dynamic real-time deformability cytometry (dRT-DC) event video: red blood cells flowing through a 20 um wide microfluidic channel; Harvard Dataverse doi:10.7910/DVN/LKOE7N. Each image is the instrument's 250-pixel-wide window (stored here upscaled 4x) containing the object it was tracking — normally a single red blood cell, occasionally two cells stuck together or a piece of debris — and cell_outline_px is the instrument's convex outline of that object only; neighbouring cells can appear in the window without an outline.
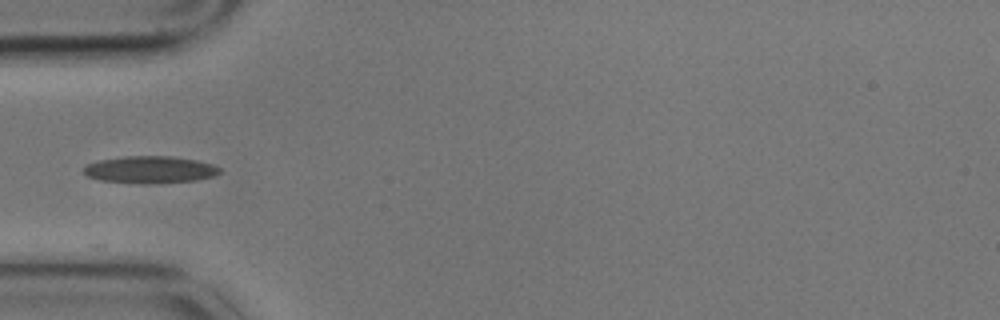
{"species": "common noctule bat (a hibernating species)", "species_latin": "Nyctalus noctula", "temperature_condition": "cold", "stored_images_in_passage": 7, "camera_frame_rate_fps": 3000, "um_per_image_px": 0.085, "animal": {"sex": "male", "body_mass_g": 17.9}, "frame": {"image": 1, "passage_image": 2, "time_ms": 0.333, "image_size_px": [1000, 320], "cell_outline_px": [[220, 172], [216, 176], [196, 180], [100, 180], [88, 176], [84, 172], [84, 168], [88, 164], [100, 160], [124, 156], [168, 156], [196, 160], [212, 164], [220, 168]], "centroid_in_image_um": [12.8, 14.35], "position_along_channel_um": 72.2, "area_um2": 19.94}}
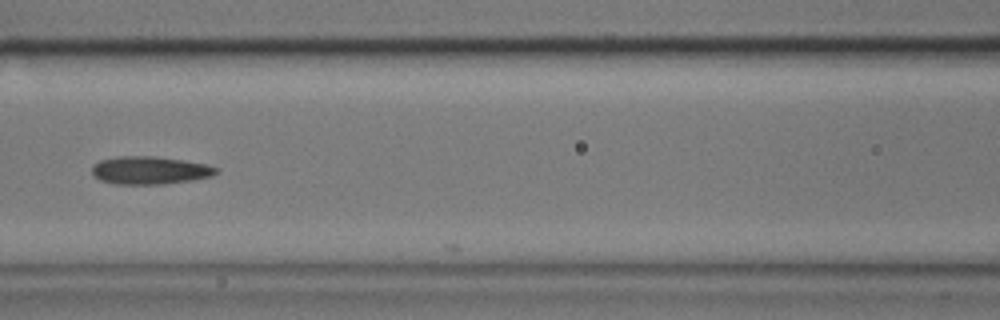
{"frame": {"image": 2, "passage_image": 4, "time_ms": 1.0, "image_size_px": [1000, 320], "cell_outline_px": [[220, 172], [212, 176], [192, 180], [164, 184], [116, 184], [100, 180], [92, 176], [92, 164], [100, 160], [116, 156], [156, 156], [184, 160], [204, 164], [220, 168]], "centroid_in_image_um": [12.73, 14.47], "position_along_channel_um": 153.9, "area_um2": 20.46}}
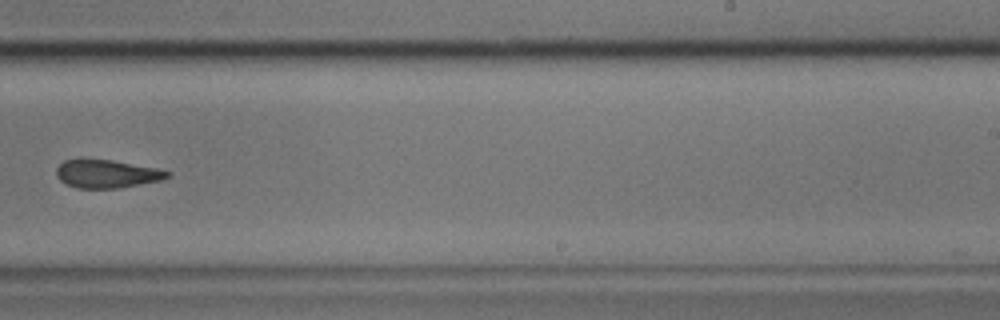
{"frame": {"image": 3, "passage_image": 7, "time_ms": 2.0, "image_size_px": [1000, 320], "cell_outline_px": [[172, 176], [160, 180], [116, 188], [76, 188], [60, 180], [56, 176], [56, 168], [64, 160], [112, 160], [156, 168], [172, 172]], "centroid_in_image_um": [9.09, 14.78], "position_along_channel_um": 279.9, "area_um2": 17.92}}